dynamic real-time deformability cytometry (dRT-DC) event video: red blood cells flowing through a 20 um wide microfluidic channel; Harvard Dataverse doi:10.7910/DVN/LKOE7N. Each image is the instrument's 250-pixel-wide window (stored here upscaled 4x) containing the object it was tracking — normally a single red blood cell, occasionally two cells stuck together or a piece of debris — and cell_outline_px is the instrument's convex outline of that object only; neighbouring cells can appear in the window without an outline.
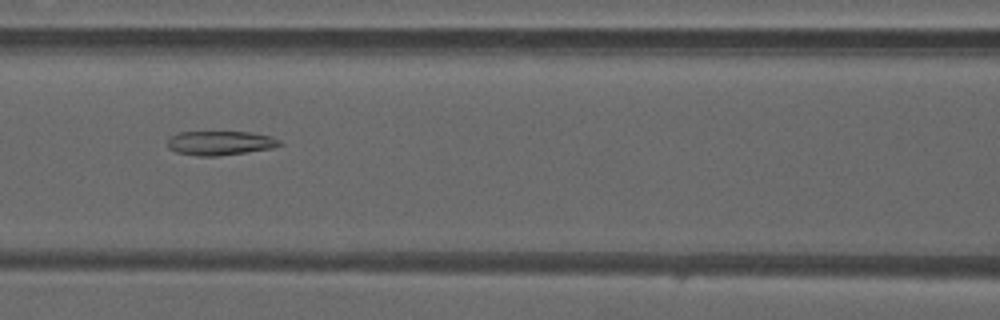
{"species": "common noctule bat (a hibernating species)", "species_latin": "Nyctalus noctula", "temperature_condition": "warm", "stored_images_in_passage": 36, "camera_frame_rate_fps": 3000, "um_per_image_px": 0.085, "animal": {"sex": "male", "forearm_length_mm": 52.5}, "frame": {"image": 1, "passage_image": 9, "time_ms": 2.667, "image_size_px": [1000, 320], "cell_outline_px": [[284, 144], [272, 148], [216, 156], [196, 156], [176, 152], [168, 148], [168, 136], [180, 132], [252, 132], [268, 136], [280, 140]], "centroid_in_image_um": [18.68, 12.15], "position_along_channel_um": 147.9, "area_um2": 15.78}}
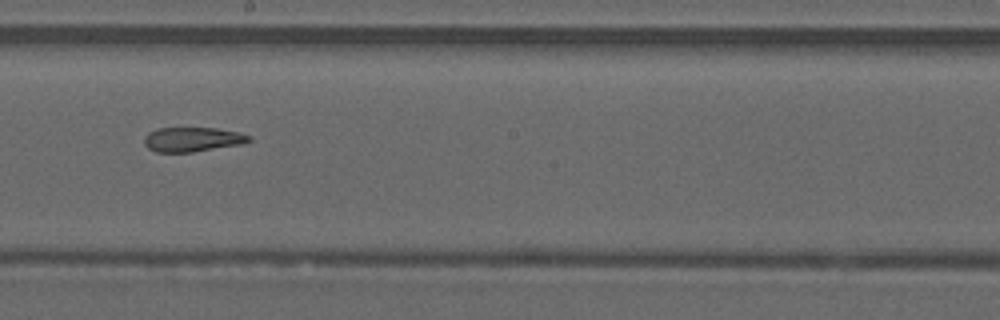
{"frame": {"image": 2, "passage_image": 15, "time_ms": 4.667, "image_size_px": [1000, 320], "cell_outline_px": [[252, 140], [244, 144], [192, 152], [156, 152], [148, 148], [144, 144], [144, 136], [148, 132], [156, 128], [216, 128], [240, 132], [252, 136]], "centroid_in_image_um": [16.38, 11.85], "position_along_channel_um": 231.8, "area_um2": 15.2}}
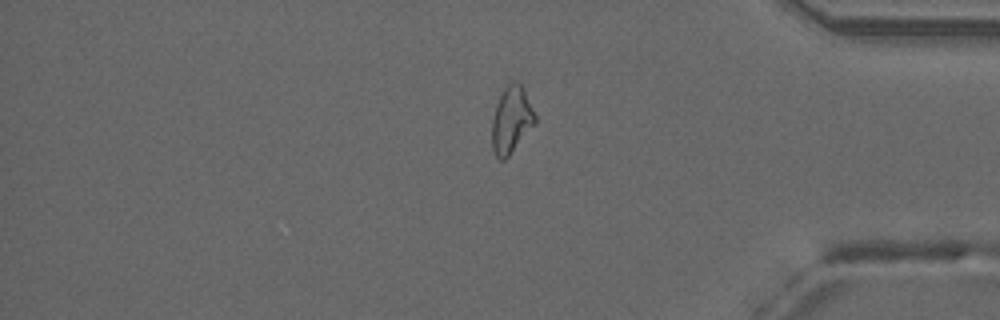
{"frame": {"image": 3, "passage_image": 28, "time_ms": 9.0, "image_size_px": [1000, 320], "cell_outline_px": [[536, 124], [508, 156], [504, 160], [500, 160], [496, 156], [492, 148], [492, 120], [496, 104], [504, 88], [512, 80], [516, 80], [520, 84], [536, 116]], "centroid_in_image_um": [43.46, 10.2], "position_along_channel_um": 391.7, "area_um2": 16.59}}